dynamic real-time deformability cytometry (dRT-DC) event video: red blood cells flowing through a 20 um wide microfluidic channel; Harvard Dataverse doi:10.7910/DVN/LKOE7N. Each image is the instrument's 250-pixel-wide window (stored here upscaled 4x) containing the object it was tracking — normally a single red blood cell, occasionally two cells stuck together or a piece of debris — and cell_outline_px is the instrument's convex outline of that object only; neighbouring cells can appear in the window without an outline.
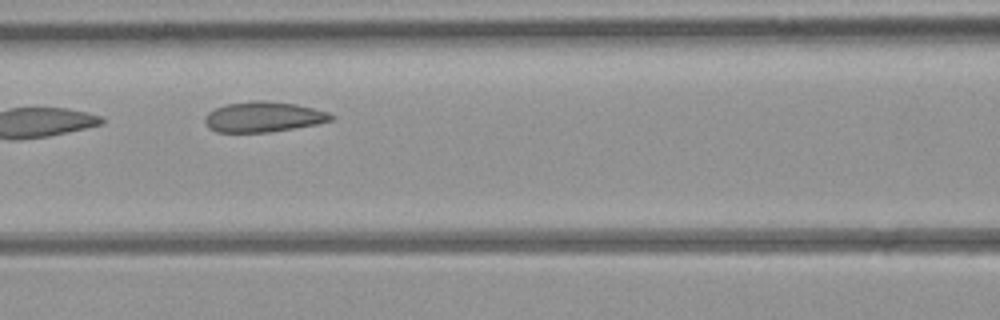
{"species": "common noctule bat (a hibernating species)", "species_latin": "Nyctalus noctula", "temperature_condition": "room temperature", "stored_images_in_passage": 10, "camera_frame_rate_fps": 3000, "um_per_image_px": 0.085, "animal": {"sex": "female", "body_mass_g": 21.9}, "frame": {"image": 1, "passage_image": 6, "time_ms": 6.0, "image_size_px": [1000, 320], "cell_outline_px": [[336, 116], [332, 120], [316, 124], [268, 132], [216, 132], [208, 128], [204, 120], [204, 116], [208, 112], [224, 104], [256, 100], [264, 100], [296, 104], [328, 112]], "centroid_in_image_um": [22.36, 9.93], "position_along_channel_um": 144.2, "area_um2": 22.31}}
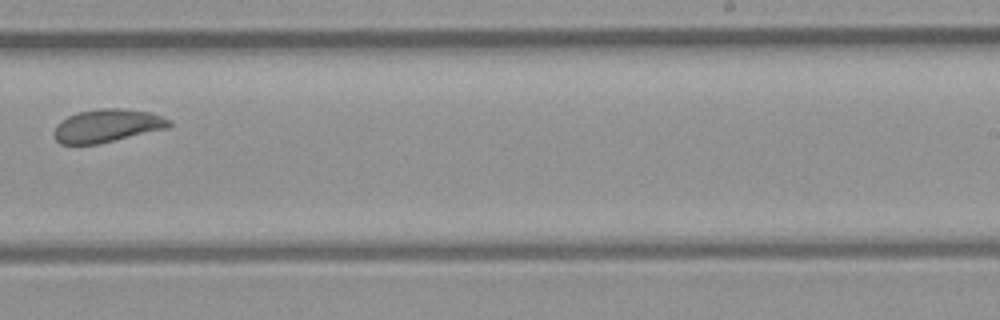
{"frame": {"image": 2, "passage_image": 9, "time_ms": 9.333, "image_size_px": [1000, 320], "cell_outline_px": [[172, 124], [168, 128], [96, 144], [60, 144], [56, 140], [52, 132], [56, 124], [60, 120], [68, 116], [80, 112], [100, 108], [124, 108], [152, 112], [168, 120]], "centroid_in_image_um": [9.07, 10.68], "position_along_channel_um": 279.9, "area_um2": 22.14}}
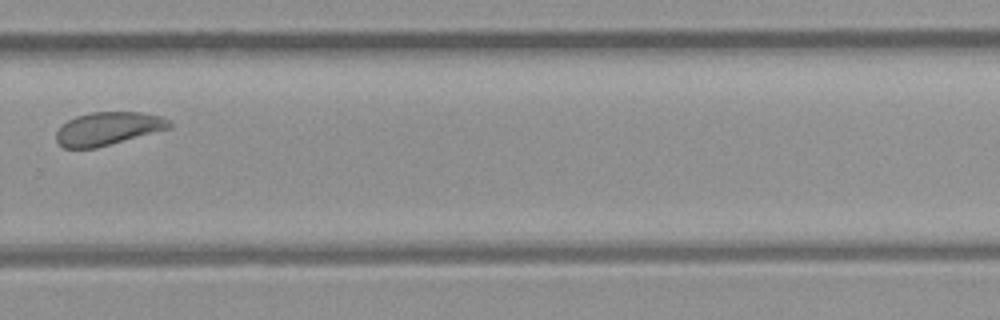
{"frame": {"image": 3, "passage_image": 10, "time_ms": 10.333, "image_size_px": [1000, 320], "cell_outline_px": [[172, 128], [96, 148], [64, 148], [56, 140], [56, 132], [68, 120], [76, 116], [92, 112], [140, 112], [164, 116], [172, 124]], "centroid_in_image_um": [9.22, 10.93], "position_along_channel_um": 320.6, "area_um2": 21.85}}